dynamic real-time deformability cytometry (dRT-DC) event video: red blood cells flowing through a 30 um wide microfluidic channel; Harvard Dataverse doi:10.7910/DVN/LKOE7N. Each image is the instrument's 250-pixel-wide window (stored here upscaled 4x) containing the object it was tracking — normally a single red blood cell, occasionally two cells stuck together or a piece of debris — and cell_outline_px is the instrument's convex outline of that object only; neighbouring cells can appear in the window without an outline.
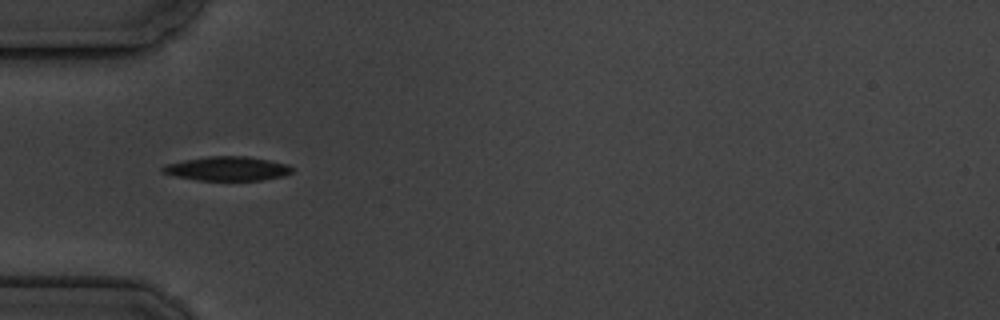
{"species": "common noctule bat (a hibernating species)", "species_latin": "Nyctalus noctula", "temperature_condition": "cold", "stored_images_in_passage": 8, "camera_frame_rate_fps": 3000, "um_per_image_px": 0.085, "animal": {"sex": "male", "body_mass_g": 19.5, "forearm_length_mm": 54.6}, "frame": {"image": 1, "passage_image": 2, "time_ms": 1.0, "image_size_px": [1000, 320], "cell_outline_px": [[292, 172], [284, 176], [260, 180], [196, 180], [176, 176], [160, 172], [160, 168], [164, 164], [184, 160], [208, 156], [248, 156], [288, 164], [292, 168]], "centroid_in_image_um": [19.28, 14.33], "position_along_channel_um": 65.7, "area_um2": 18.26}}
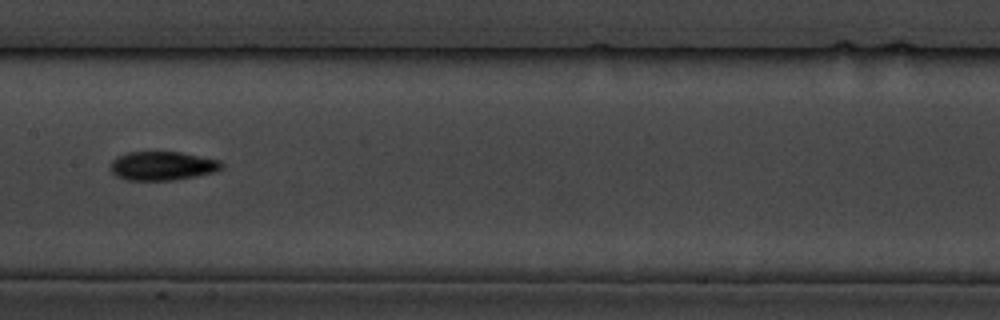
{"frame": {"image": 2, "passage_image": 5, "time_ms": 4.667, "image_size_px": [1000, 320], "cell_outline_px": [[224, 168], [216, 172], [196, 176], [172, 180], [128, 180], [116, 176], [108, 168], [112, 160], [116, 156], [128, 152], [180, 152], [220, 160], [224, 164]], "centroid_in_image_um": [13.8, 14.1], "position_along_channel_um": 193.6, "area_um2": 18.9}}
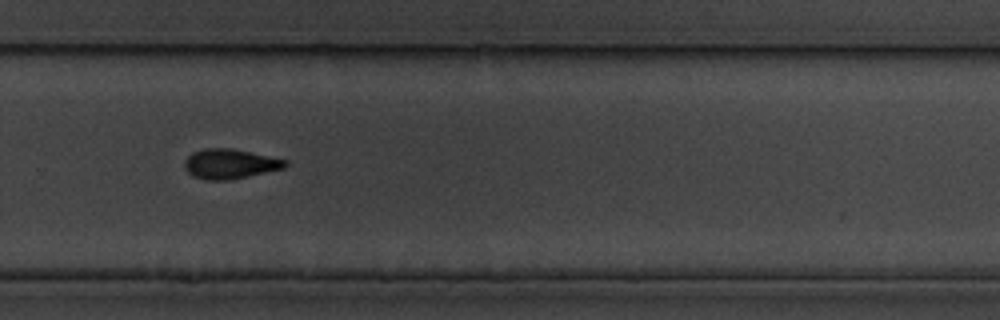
{"frame": {"image": 3, "passage_image": 8, "time_ms": 8.0, "image_size_px": [1000, 320], "cell_outline_px": [[288, 164], [284, 168], [228, 180], [208, 180], [192, 176], [184, 168], [184, 160], [192, 152], [204, 148], [232, 148], [288, 160]], "centroid_in_image_um": [19.52, 13.92], "position_along_channel_um": 310.3, "area_um2": 17.46}}